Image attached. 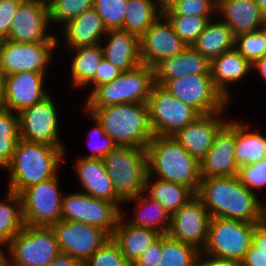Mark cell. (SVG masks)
<instances>
[{
	"mask_svg": "<svg viewBox=\"0 0 266 266\" xmlns=\"http://www.w3.org/2000/svg\"><path fill=\"white\" fill-rule=\"evenodd\" d=\"M196 196L212 217L260 223L266 207L237 176L201 178Z\"/></svg>",
	"mask_w": 266,
	"mask_h": 266,
	"instance_id": "cell-1",
	"label": "cell"
},
{
	"mask_svg": "<svg viewBox=\"0 0 266 266\" xmlns=\"http://www.w3.org/2000/svg\"><path fill=\"white\" fill-rule=\"evenodd\" d=\"M66 149L20 139L10 164L4 169L9 173L7 190L20 194L55 177L65 162Z\"/></svg>",
	"mask_w": 266,
	"mask_h": 266,
	"instance_id": "cell-2",
	"label": "cell"
},
{
	"mask_svg": "<svg viewBox=\"0 0 266 266\" xmlns=\"http://www.w3.org/2000/svg\"><path fill=\"white\" fill-rule=\"evenodd\" d=\"M146 149L148 175L184 185L197 194L201 182L200 162L173 136H154Z\"/></svg>",
	"mask_w": 266,
	"mask_h": 266,
	"instance_id": "cell-3",
	"label": "cell"
},
{
	"mask_svg": "<svg viewBox=\"0 0 266 266\" xmlns=\"http://www.w3.org/2000/svg\"><path fill=\"white\" fill-rule=\"evenodd\" d=\"M102 124L117 146L146 148L154 137L147 104L124 103L107 107H84Z\"/></svg>",
	"mask_w": 266,
	"mask_h": 266,
	"instance_id": "cell-4",
	"label": "cell"
},
{
	"mask_svg": "<svg viewBox=\"0 0 266 266\" xmlns=\"http://www.w3.org/2000/svg\"><path fill=\"white\" fill-rule=\"evenodd\" d=\"M103 162L117 194V206L141 195L148 176L147 149L116 146Z\"/></svg>",
	"mask_w": 266,
	"mask_h": 266,
	"instance_id": "cell-5",
	"label": "cell"
},
{
	"mask_svg": "<svg viewBox=\"0 0 266 266\" xmlns=\"http://www.w3.org/2000/svg\"><path fill=\"white\" fill-rule=\"evenodd\" d=\"M155 85V69L147 65L123 71L110 83L98 86L86 98L84 107H107L124 103L147 104Z\"/></svg>",
	"mask_w": 266,
	"mask_h": 266,
	"instance_id": "cell-6",
	"label": "cell"
},
{
	"mask_svg": "<svg viewBox=\"0 0 266 266\" xmlns=\"http://www.w3.org/2000/svg\"><path fill=\"white\" fill-rule=\"evenodd\" d=\"M12 266H47L60 253L52 227L25 225L8 244Z\"/></svg>",
	"mask_w": 266,
	"mask_h": 266,
	"instance_id": "cell-7",
	"label": "cell"
},
{
	"mask_svg": "<svg viewBox=\"0 0 266 266\" xmlns=\"http://www.w3.org/2000/svg\"><path fill=\"white\" fill-rule=\"evenodd\" d=\"M256 224L212 217L208 238L201 253L219 259L242 261L252 243Z\"/></svg>",
	"mask_w": 266,
	"mask_h": 266,
	"instance_id": "cell-8",
	"label": "cell"
},
{
	"mask_svg": "<svg viewBox=\"0 0 266 266\" xmlns=\"http://www.w3.org/2000/svg\"><path fill=\"white\" fill-rule=\"evenodd\" d=\"M174 97L193 107L200 115L226 111L229 103L215 88L211 74H189L172 80H155Z\"/></svg>",
	"mask_w": 266,
	"mask_h": 266,
	"instance_id": "cell-9",
	"label": "cell"
},
{
	"mask_svg": "<svg viewBox=\"0 0 266 266\" xmlns=\"http://www.w3.org/2000/svg\"><path fill=\"white\" fill-rule=\"evenodd\" d=\"M147 106L154 136H173L200 115L158 84L153 86Z\"/></svg>",
	"mask_w": 266,
	"mask_h": 266,
	"instance_id": "cell-10",
	"label": "cell"
},
{
	"mask_svg": "<svg viewBox=\"0 0 266 266\" xmlns=\"http://www.w3.org/2000/svg\"><path fill=\"white\" fill-rule=\"evenodd\" d=\"M59 175L20 193L25 225L51 227L61 220L64 195L61 194Z\"/></svg>",
	"mask_w": 266,
	"mask_h": 266,
	"instance_id": "cell-11",
	"label": "cell"
},
{
	"mask_svg": "<svg viewBox=\"0 0 266 266\" xmlns=\"http://www.w3.org/2000/svg\"><path fill=\"white\" fill-rule=\"evenodd\" d=\"M122 211L114 202L91 197L81 190L64 194L61 219L99 227L111 237Z\"/></svg>",
	"mask_w": 266,
	"mask_h": 266,
	"instance_id": "cell-12",
	"label": "cell"
},
{
	"mask_svg": "<svg viewBox=\"0 0 266 266\" xmlns=\"http://www.w3.org/2000/svg\"><path fill=\"white\" fill-rule=\"evenodd\" d=\"M58 43H20L3 39L0 41V71L5 76L24 71L46 73Z\"/></svg>",
	"mask_w": 266,
	"mask_h": 266,
	"instance_id": "cell-13",
	"label": "cell"
},
{
	"mask_svg": "<svg viewBox=\"0 0 266 266\" xmlns=\"http://www.w3.org/2000/svg\"><path fill=\"white\" fill-rule=\"evenodd\" d=\"M51 94L43 100L21 110L19 115L20 138L55 147H66L59 137V117Z\"/></svg>",
	"mask_w": 266,
	"mask_h": 266,
	"instance_id": "cell-14",
	"label": "cell"
},
{
	"mask_svg": "<svg viewBox=\"0 0 266 266\" xmlns=\"http://www.w3.org/2000/svg\"><path fill=\"white\" fill-rule=\"evenodd\" d=\"M61 253L85 263L110 236L96 226L83 222L60 220L51 226Z\"/></svg>",
	"mask_w": 266,
	"mask_h": 266,
	"instance_id": "cell-15",
	"label": "cell"
},
{
	"mask_svg": "<svg viewBox=\"0 0 266 266\" xmlns=\"http://www.w3.org/2000/svg\"><path fill=\"white\" fill-rule=\"evenodd\" d=\"M47 0H23L13 17L7 40L20 43L58 41L47 33L50 25Z\"/></svg>",
	"mask_w": 266,
	"mask_h": 266,
	"instance_id": "cell-16",
	"label": "cell"
},
{
	"mask_svg": "<svg viewBox=\"0 0 266 266\" xmlns=\"http://www.w3.org/2000/svg\"><path fill=\"white\" fill-rule=\"evenodd\" d=\"M211 216L203 202L194 196L170 217L168 235L202 251L207 238Z\"/></svg>",
	"mask_w": 266,
	"mask_h": 266,
	"instance_id": "cell-17",
	"label": "cell"
},
{
	"mask_svg": "<svg viewBox=\"0 0 266 266\" xmlns=\"http://www.w3.org/2000/svg\"><path fill=\"white\" fill-rule=\"evenodd\" d=\"M186 47L175 33L171 22L162 13L140 37L142 64L155 68L163 60L181 53Z\"/></svg>",
	"mask_w": 266,
	"mask_h": 266,
	"instance_id": "cell-18",
	"label": "cell"
},
{
	"mask_svg": "<svg viewBox=\"0 0 266 266\" xmlns=\"http://www.w3.org/2000/svg\"><path fill=\"white\" fill-rule=\"evenodd\" d=\"M235 143V119H229L200 162L201 178L237 176L239 166L235 161Z\"/></svg>",
	"mask_w": 266,
	"mask_h": 266,
	"instance_id": "cell-19",
	"label": "cell"
},
{
	"mask_svg": "<svg viewBox=\"0 0 266 266\" xmlns=\"http://www.w3.org/2000/svg\"><path fill=\"white\" fill-rule=\"evenodd\" d=\"M224 112L199 115L191 124L180 129L173 137L189 154L201 162L219 130L229 121L224 118Z\"/></svg>",
	"mask_w": 266,
	"mask_h": 266,
	"instance_id": "cell-20",
	"label": "cell"
},
{
	"mask_svg": "<svg viewBox=\"0 0 266 266\" xmlns=\"http://www.w3.org/2000/svg\"><path fill=\"white\" fill-rule=\"evenodd\" d=\"M41 72H18L5 76L4 108L19 113L49 95Z\"/></svg>",
	"mask_w": 266,
	"mask_h": 266,
	"instance_id": "cell-21",
	"label": "cell"
},
{
	"mask_svg": "<svg viewBox=\"0 0 266 266\" xmlns=\"http://www.w3.org/2000/svg\"><path fill=\"white\" fill-rule=\"evenodd\" d=\"M234 37L259 30L266 20L255 0H217V14Z\"/></svg>",
	"mask_w": 266,
	"mask_h": 266,
	"instance_id": "cell-22",
	"label": "cell"
},
{
	"mask_svg": "<svg viewBox=\"0 0 266 266\" xmlns=\"http://www.w3.org/2000/svg\"><path fill=\"white\" fill-rule=\"evenodd\" d=\"M104 39L106 43H101L103 57L120 70L129 71L142 64L140 37L116 29L108 30Z\"/></svg>",
	"mask_w": 266,
	"mask_h": 266,
	"instance_id": "cell-23",
	"label": "cell"
},
{
	"mask_svg": "<svg viewBox=\"0 0 266 266\" xmlns=\"http://www.w3.org/2000/svg\"><path fill=\"white\" fill-rule=\"evenodd\" d=\"M72 169H75V173H77L83 193L114 202L117 205V194L103 159L78 157Z\"/></svg>",
	"mask_w": 266,
	"mask_h": 266,
	"instance_id": "cell-24",
	"label": "cell"
},
{
	"mask_svg": "<svg viewBox=\"0 0 266 266\" xmlns=\"http://www.w3.org/2000/svg\"><path fill=\"white\" fill-rule=\"evenodd\" d=\"M251 71L252 64L235 48L211 60L210 73L213 84L228 102L232 99L229 85L243 81Z\"/></svg>",
	"mask_w": 266,
	"mask_h": 266,
	"instance_id": "cell-25",
	"label": "cell"
},
{
	"mask_svg": "<svg viewBox=\"0 0 266 266\" xmlns=\"http://www.w3.org/2000/svg\"><path fill=\"white\" fill-rule=\"evenodd\" d=\"M64 42L69 49L101 44L108 32L103 20L92 7L63 26Z\"/></svg>",
	"mask_w": 266,
	"mask_h": 266,
	"instance_id": "cell-26",
	"label": "cell"
},
{
	"mask_svg": "<svg viewBox=\"0 0 266 266\" xmlns=\"http://www.w3.org/2000/svg\"><path fill=\"white\" fill-rule=\"evenodd\" d=\"M160 236L161 234L153 229L129 224L121 216L111 237L118 244L127 262L132 266Z\"/></svg>",
	"mask_w": 266,
	"mask_h": 266,
	"instance_id": "cell-27",
	"label": "cell"
},
{
	"mask_svg": "<svg viewBox=\"0 0 266 266\" xmlns=\"http://www.w3.org/2000/svg\"><path fill=\"white\" fill-rule=\"evenodd\" d=\"M211 61L187 46L181 53L167 58L155 69V80H172L189 74H211Z\"/></svg>",
	"mask_w": 266,
	"mask_h": 266,
	"instance_id": "cell-28",
	"label": "cell"
},
{
	"mask_svg": "<svg viewBox=\"0 0 266 266\" xmlns=\"http://www.w3.org/2000/svg\"><path fill=\"white\" fill-rule=\"evenodd\" d=\"M144 195L143 192L141 195L124 202L125 204L136 202L133 219H131L132 217L127 219L123 213H121V216L126 218L125 220L131 225L153 229L161 235L167 234L170 228L171 215L158 200L149 197L147 194Z\"/></svg>",
	"mask_w": 266,
	"mask_h": 266,
	"instance_id": "cell-29",
	"label": "cell"
},
{
	"mask_svg": "<svg viewBox=\"0 0 266 266\" xmlns=\"http://www.w3.org/2000/svg\"><path fill=\"white\" fill-rule=\"evenodd\" d=\"M191 47L211 61L235 48V37L222 19L213 21L211 19Z\"/></svg>",
	"mask_w": 266,
	"mask_h": 266,
	"instance_id": "cell-30",
	"label": "cell"
},
{
	"mask_svg": "<svg viewBox=\"0 0 266 266\" xmlns=\"http://www.w3.org/2000/svg\"><path fill=\"white\" fill-rule=\"evenodd\" d=\"M74 55L70 65V78L74 87L88 88L92 85L89 95L95 90V73L103 58L101 44L95 46L70 49ZM75 51V52H74ZM88 86V87H87Z\"/></svg>",
	"mask_w": 266,
	"mask_h": 266,
	"instance_id": "cell-31",
	"label": "cell"
},
{
	"mask_svg": "<svg viewBox=\"0 0 266 266\" xmlns=\"http://www.w3.org/2000/svg\"><path fill=\"white\" fill-rule=\"evenodd\" d=\"M144 194L158 200L170 215L196 196L190 188L184 185L158 179L151 175L147 176Z\"/></svg>",
	"mask_w": 266,
	"mask_h": 266,
	"instance_id": "cell-32",
	"label": "cell"
},
{
	"mask_svg": "<svg viewBox=\"0 0 266 266\" xmlns=\"http://www.w3.org/2000/svg\"><path fill=\"white\" fill-rule=\"evenodd\" d=\"M245 121L235 120V161L238 166L260 162L266 158V135L249 131Z\"/></svg>",
	"mask_w": 266,
	"mask_h": 266,
	"instance_id": "cell-33",
	"label": "cell"
},
{
	"mask_svg": "<svg viewBox=\"0 0 266 266\" xmlns=\"http://www.w3.org/2000/svg\"><path fill=\"white\" fill-rule=\"evenodd\" d=\"M161 14L153 0H128L121 30L141 37Z\"/></svg>",
	"mask_w": 266,
	"mask_h": 266,
	"instance_id": "cell-34",
	"label": "cell"
},
{
	"mask_svg": "<svg viewBox=\"0 0 266 266\" xmlns=\"http://www.w3.org/2000/svg\"><path fill=\"white\" fill-rule=\"evenodd\" d=\"M6 192L5 199L0 200V239L9 244L25 226V222L20 194Z\"/></svg>",
	"mask_w": 266,
	"mask_h": 266,
	"instance_id": "cell-35",
	"label": "cell"
},
{
	"mask_svg": "<svg viewBox=\"0 0 266 266\" xmlns=\"http://www.w3.org/2000/svg\"><path fill=\"white\" fill-rule=\"evenodd\" d=\"M19 115L4 107L0 108V169H5L20 141Z\"/></svg>",
	"mask_w": 266,
	"mask_h": 266,
	"instance_id": "cell-36",
	"label": "cell"
},
{
	"mask_svg": "<svg viewBox=\"0 0 266 266\" xmlns=\"http://www.w3.org/2000/svg\"><path fill=\"white\" fill-rule=\"evenodd\" d=\"M198 250L193 245L162 235V254L159 266H197Z\"/></svg>",
	"mask_w": 266,
	"mask_h": 266,
	"instance_id": "cell-37",
	"label": "cell"
},
{
	"mask_svg": "<svg viewBox=\"0 0 266 266\" xmlns=\"http://www.w3.org/2000/svg\"><path fill=\"white\" fill-rule=\"evenodd\" d=\"M93 2L94 0H47L50 23L66 25L92 8Z\"/></svg>",
	"mask_w": 266,
	"mask_h": 266,
	"instance_id": "cell-38",
	"label": "cell"
},
{
	"mask_svg": "<svg viewBox=\"0 0 266 266\" xmlns=\"http://www.w3.org/2000/svg\"><path fill=\"white\" fill-rule=\"evenodd\" d=\"M171 22L175 33L186 44L191 46L205 29L208 19L206 17L165 15Z\"/></svg>",
	"mask_w": 266,
	"mask_h": 266,
	"instance_id": "cell-39",
	"label": "cell"
},
{
	"mask_svg": "<svg viewBox=\"0 0 266 266\" xmlns=\"http://www.w3.org/2000/svg\"><path fill=\"white\" fill-rule=\"evenodd\" d=\"M128 0H94L93 8L108 30L122 29Z\"/></svg>",
	"mask_w": 266,
	"mask_h": 266,
	"instance_id": "cell-40",
	"label": "cell"
},
{
	"mask_svg": "<svg viewBox=\"0 0 266 266\" xmlns=\"http://www.w3.org/2000/svg\"><path fill=\"white\" fill-rule=\"evenodd\" d=\"M163 14L206 17L211 20L217 14V0H176Z\"/></svg>",
	"mask_w": 266,
	"mask_h": 266,
	"instance_id": "cell-41",
	"label": "cell"
},
{
	"mask_svg": "<svg viewBox=\"0 0 266 266\" xmlns=\"http://www.w3.org/2000/svg\"><path fill=\"white\" fill-rule=\"evenodd\" d=\"M235 49L251 64L266 55V42L260 30L235 37Z\"/></svg>",
	"mask_w": 266,
	"mask_h": 266,
	"instance_id": "cell-42",
	"label": "cell"
},
{
	"mask_svg": "<svg viewBox=\"0 0 266 266\" xmlns=\"http://www.w3.org/2000/svg\"><path fill=\"white\" fill-rule=\"evenodd\" d=\"M84 266H131L118 244L108 238L105 243L84 263Z\"/></svg>",
	"mask_w": 266,
	"mask_h": 266,
	"instance_id": "cell-43",
	"label": "cell"
},
{
	"mask_svg": "<svg viewBox=\"0 0 266 266\" xmlns=\"http://www.w3.org/2000/svg\"><path fill=\"white\" fill-rule=\"evenodd\" d=\"M85 112L88 114V118H91L95 122L93 129L90 130L89 143L90 148L92 149L91 153L83 158H92V159H103L107 154H109L117 145L112 141V138L105 134L102 124L94 117L89 111ZM98 142H97V141Z\"/></svg>",
	"mask_w": 266,
	"mask_h": 266,
	"instance_id": "cell-44",
	"label": "cell"
},
{
	"mask_svg": "<svg viewBox=\"0 0 266 266\" xmlns=\"http://www.w3.org/2000/svg\"><path fill=\"white\" fill-rule=\"evenodd\" d=\"M237 177L245 187L257 195L255 189L266 188V158L260 162L239 166Z\"/></svg>",
	"mask_w": 266,
	"mask_h": 266,
	"instance_id": "cell-45",
	"label": "cell"
},
{
	"mask_svg": "<svg viewBox=\"0 0 266 266\" xmlns=\"http://www.w3.org/2000/svg\"><path fill=\"white\" fill-rule=\"evenodd\" d=\"M23 0H0V40L7 39L17 7Z\"/></svg>",
	"mask_w": 266,
	"mask_h": 266,
	"instance_id": "cell-46",
	"label": "cell"
},
{
	"mask_svg": "<svg viewBox=\"0 0 266 266\" xmlns=\"http://www.w3.org/2000/svg\"><path fill=\"white\" fill-rule=\"evenodd\" d=\"M122 72V70L114 66L112 63H110L107 59L103 57L96 69L95 89L98 86L110 83L118 76H120Z\"/></svg>",
	"mask_w": 266,
	"mask_h": 266,
	"instance_id": "cell-47",
	"label": "cell"
},
{
	"mask_svg": "<svg viewBox=\"0 0 266 266\" xmlns=\"http://www.w3.org/2000/svg\"><path fill=\"white\" fill-rule=\"evenodd\" d=\"M162 254V235L153 242L132 266H159Z\"/></svg>",
	"mask_w": 266,
	"mask_h": 266,
	"instance_id": "cell-48",
	"label": "cell"
},
{
	"mask_svg": "<svg viewBox=\"0 0 266 266\" xmlns=\"http://www.w3.org/2000/svg\"><path fill=\"white\" fill-rule=\"evenodd\" d=\"M254 252H259L266 257V218L255 225L252 235Z\"/></svg>",
	"mask_w": 266,
	"mask_h": 266,
	"instance_id": "cell-49",
	"label": "cell"
},
{
	"mask_svg": "<svg viewBox=\"0 0 266 266\" xmlns=\"http://www.w3.org/2000/svg\"><path fill=\"white\" fill-rule=\"evenodd\" d=\"M197 266H243L242 261L219 259L200 252Z\"/></svg>",
	"mask_w": 266,
	"mask_h": 266,
	"instance_id": "cell-50",
	"label": "cell"
},
{
	"mask_svg": "<svg viewBox=\"0 0 266 266\" xmlns=\"http://www.w3.org/2000/svg\"><path fill=\"white\" fill-rule=\"evenodd\" d=\"M243 266H266V257L259 253L254 252V244L251 243L247 253L242 260Z\"/></svg>",
	"mask_w": 266,
	"mask_h": 266,
	"instance_id": "cell-51",
	"label": "cell"
},
{
	"mask_svg": "<svg viewBox=\"0 0 266 266\" xmlns=\"http://www.w3.org/2000/svg\"><path fill=\"white\" fill-rule=\"evenodd\" d=\"M47 266H84V263L68 254L60 253Z\"/></svg>",
	"mask_w": 266,
	"mask_h": 266,
	"instance_id": "cell-52",
	"label": "cell"
},
{
	"mask_svg": "<svg viewBox=\"0 0 266 266\" xmlns=\"http://www.w3.org/2000/svg\"><path fill=\"white\" fill-rule=\"evenodd\" d=\"M253 70L259 71L258 73H260L261 77L266 80V55L252 64V71Z\"/></svg>",
	"mask_w": 266,
	"mask_h": 266,
	"instance_id": "cell-53",
	"label": "cell"
},
{
	"mask_svg": "<svg viewBox=\"0 0 266 266\" xmlns=\"http://www.w3.org/2000/svg\"><path fill=\"white\" fill-rule=\"evenodd\" d=\"M176 0H153L155 6L164 13L175 3Z\"/></svg>",
	"mask_w": 266,
	"mask_h": 266,
	"instance_id": "cell-54",
	"label": "cell"
},
{
	"mask_svg": "<svg viewBox=\"0 0 266 266\" xmlns=\"http://www.w3.org/2000/svg\"><path fill=\"white\" fill-rule=\"evenodd\" d=\"M5 75L0 71V108L4 107Z\"/></svg>",
	"mask_w": 266,
	"mask_h": 266,
	"instance_id": "cell-55",
	"label": "cell"
},
{
	"mask_svg": "<svg viewBox=\"0 0 266 266\" xmlns=\"http://www.w3.org/2000/svg\"><path fill=\"white\" fill-rule=\"evenodd\" d=\"M0 246H6L8 248V243H6L4 240L0 239ZM0 247V262L4 261L8 257V253L5 254V250L1 249Z\"/></svg>",
	"mask_w": 266,
	"mask_h": 266,
	"instance_id": "cell-56",
	"label": "cell"
},
{
	"mask_svg": "<svg viewBox=\"0 0 266 266\" xmlns=\"http://www.w3.org/2000/svg\"><path fill=\"white\" fill-rule=\"evenodd\" d=\"M255 2L258 4L261 13L266 17V0H255Z\"/></svg>",
	"mask_w": 266,
	"mask_h": 266,
	"instance_id": "cell-57",
	"label": "cell"
},
{
	"mask_svg": "<svg viewBox=\"0 0 266 266\" xmlns=\"http://www.w3.org/2000/svg\"><path fill=\"white\" fill-rule=\"evenodd\" d=\"M259 30L261 31L263 38L266 42V20L263 22V25L259 28Z\"/></svg>",
	"mask_w": 266,
	"mask_h": 266,
	"instance_id": "cell-58",
	"label": "cell"
},
{
	"mask_svg": "<svg viewBox=\"0 0 266 266\" xmlns=\"http://www.w3.org/2000/svg\"><path fill=\"white\" fill-rule=\"evenodd\" d=\"M0 266H12L9 257H7L4 261L0 262Z\"/></svg>",
	"mask_w": 266,
	"mask_h": 266,
	"instance_id": "cell-59",
	"label": "cell"
}]
</instances>
